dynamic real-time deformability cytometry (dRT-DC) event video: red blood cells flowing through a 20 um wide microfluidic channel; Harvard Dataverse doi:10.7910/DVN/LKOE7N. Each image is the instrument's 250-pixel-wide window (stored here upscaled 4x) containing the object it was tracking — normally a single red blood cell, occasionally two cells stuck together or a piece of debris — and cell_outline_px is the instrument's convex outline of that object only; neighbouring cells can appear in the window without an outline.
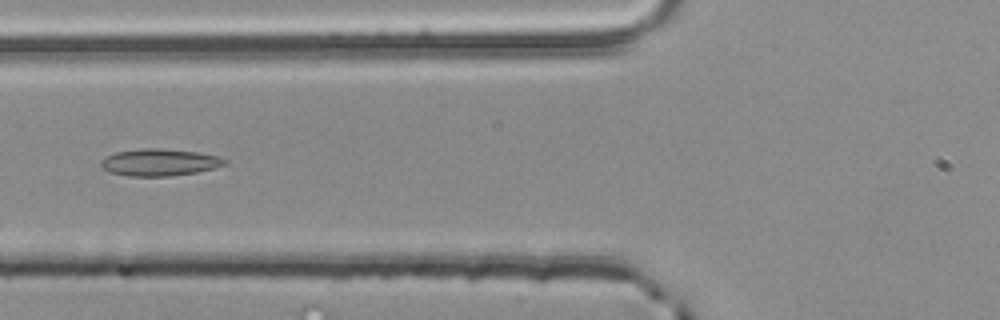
{"species": "common noctule bat (a hibernating species)", "species_latin": "Nyctalus noctula", "temperature_condition": "room temperature", "stored_images_in_passage": 40, "camera_frame_rate_fps": 3000, "um_per_image_px": 0.085, "animal": {"sex": "male", "body_mass_g": 20.4}, "frame": {"image": 1, "passage_image": 7, "time_ms": 2.0, "image_size_px": [1000, 320], "cell_outline_px": [[228, 164], [196, 172], [168, 176], [128, 176], [112, 172], [104, 168], [100, 164], [100, 160], [116, 152], [140, 148], [160, 148], [200, 152], [220, 156], [228, 160]], "centroid_in_image_um": [13.61, 13.78], "position_along_channel_um": 112.2, "area_um2": 19.48}}
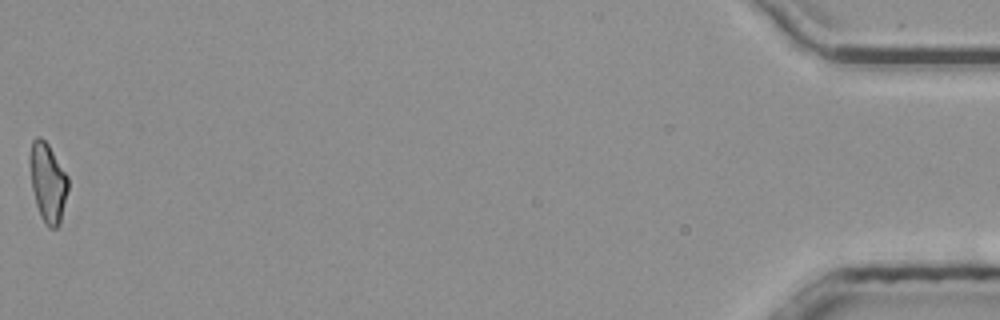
{"frame": {"image": 2, "passage_image": 40, "time_ms": 13.0, "image_size_px": [1000, 320], "cell_outline_px": [[68, 188], [60, 224], [56, 228], [48, 228], [44, 224], [36, 204], [32, 188], [32, 140], [36, 136], [40, 136], [48, 144], [68, 176]], "centroid_in_image_um": [4.11, 15.57], "position_along_channel_um": 431.1, "area_um2": 17.05}, "authors_computed_cell_mechanics": {"area_um2": 17.6001, "velocity_mm_per_s": 3.8514, "shape_relaxation_time_tau1_ms": null, "shape_relaxation_time_tau2_ms": 3.6093, "deformation_change_tau1": null, "deformation_change_tau2": 0.1255}}